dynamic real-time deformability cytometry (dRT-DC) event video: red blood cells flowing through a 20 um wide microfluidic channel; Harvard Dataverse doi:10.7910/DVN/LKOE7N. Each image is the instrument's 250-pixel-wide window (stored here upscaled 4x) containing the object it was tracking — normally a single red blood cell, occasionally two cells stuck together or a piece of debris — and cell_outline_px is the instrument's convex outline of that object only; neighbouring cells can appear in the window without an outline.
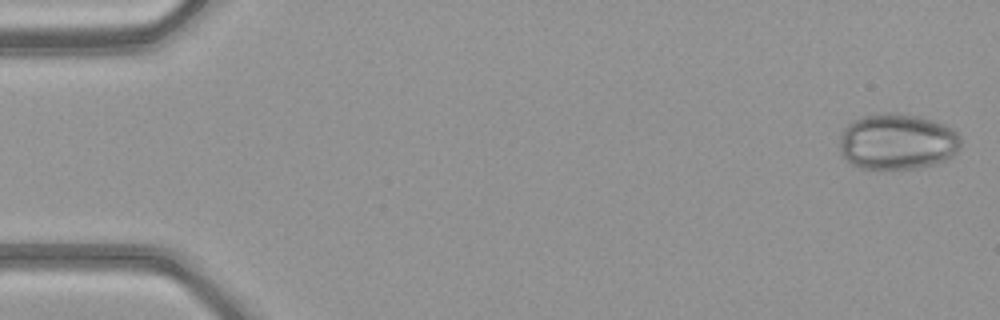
{"species": "common noctule bat (a hibernating species)", "species_latin": "Nyctalus noctula", "temperature_condition": "warm", "stored_images_in_passage": 49, "camera_frame_rate_fps": 3000, "um_per_image_px": 0.085, "animal": {"sex": "female", "body_mass_g": 21.9}, "frame": {"image": 1, "passage_image": 1, "time_ms": 0.0, "image_size_px": [1000, 320], "cell_outline_px": [[960, 148], [952, 156], [944, 160], [932, 164], [916, 168], [860, 168], [852, 164], [840, 152], [840, 132], [852, 120], [860, 116], [880, 112], [896, 112], [920, 116], [944, 124], [952, 128], [960, 136]], "centroid_in_image_um": [76.25, 12.0], "position_along_channel_um": 8.7, "area_um2": 39.77}}
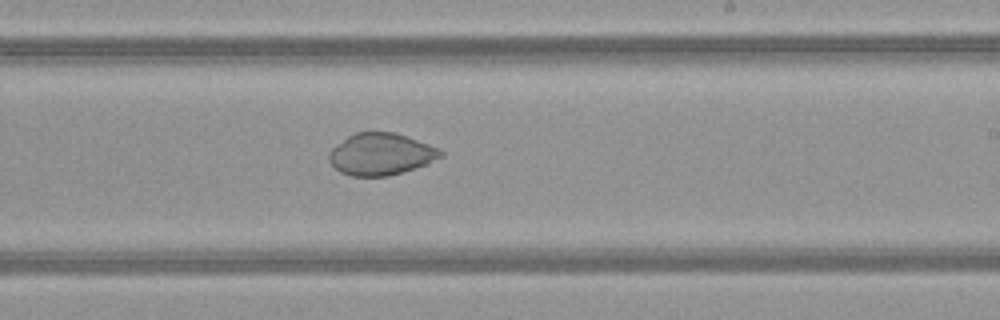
{"frame": {"image": 2, "passage_image": 29, "time_ms": 9.333, "image_size_px": [1000, 320], "cell_outline_px": [[444, 156], [428, 164], [388, 176], [352, 176], [340, 172], [328, 160], [328, 152], [336, 144], [348, 136], [356, 132], [396, 132], [440, 148], [444, 152]], "centroid_in_image_um": [32.4, 13.1], "position_along_channel_um": 256.6, "area_um2": 27.46}}
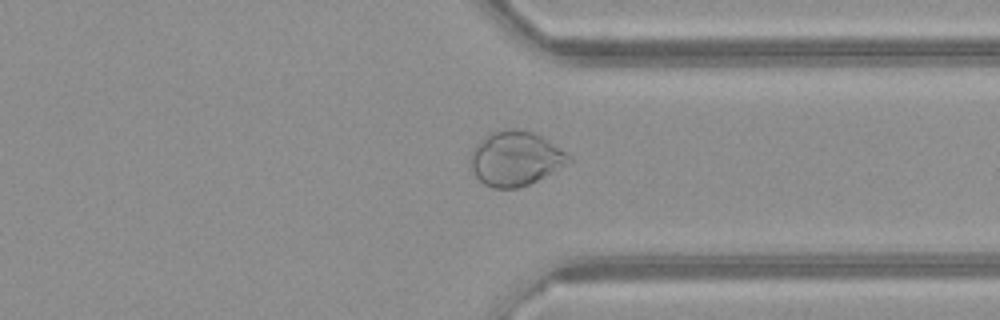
{"frame": {"image": 3, "passage_image": 37, "time_ms": 12.0, "image_size_px": [1000, 320], "cell_outline_px": [[572, 160], [552, 172], [528, 184], [516, 188], [492, 188], [484, 184], [476, 176], [468, 164], [468, 156], [472, 148], [488, 132], [504, 128], [512, 128], [532, 132], [540, 136], [568, 152], [572, 156]], "centroid_in_image_um": [43.75, 13.45], "position_along_channel_um": 367.6, "area_um2": 31.44}}